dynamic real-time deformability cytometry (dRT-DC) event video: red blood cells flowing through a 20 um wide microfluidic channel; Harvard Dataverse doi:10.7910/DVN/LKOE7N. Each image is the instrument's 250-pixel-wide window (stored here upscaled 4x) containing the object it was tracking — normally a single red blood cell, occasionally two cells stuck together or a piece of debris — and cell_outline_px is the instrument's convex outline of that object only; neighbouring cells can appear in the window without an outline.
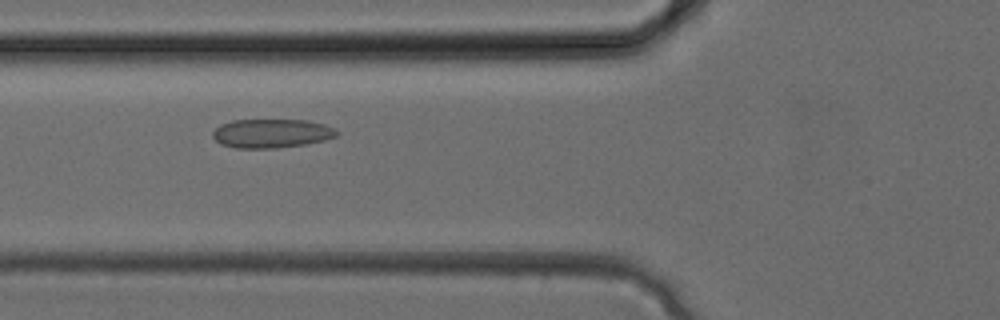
{"species": "common noctule bat (a hibernating species)", "species_latin": "Nyctalus noctula", "temperature_condition": "cold", "stored_images_in_passage": 32, "camera_frame_rate_fps": 3000, "um_per_image_px": 0.085, "animal": {"sex": "female", "body_mass_g": 24.6, "forearm_length_mm": 56.2}, "frame": {"image": 1, "passage_image": 11, "time_ms": 3.333, "image_size_px": [1000, 320], "cell_outline_px": [[340, 132], [336, 136], [324, 140], [304, 144], [276, 148], [236, 148], [220, 144], [212, 136], [212, 132], [220, 124], [232, 120], [308, 120], [324, 124], [336, 128]], "centroid_in_image_um": [23.08, 11.33], "position_along_channel_um": 102.7, "area_um2": 20.98}}
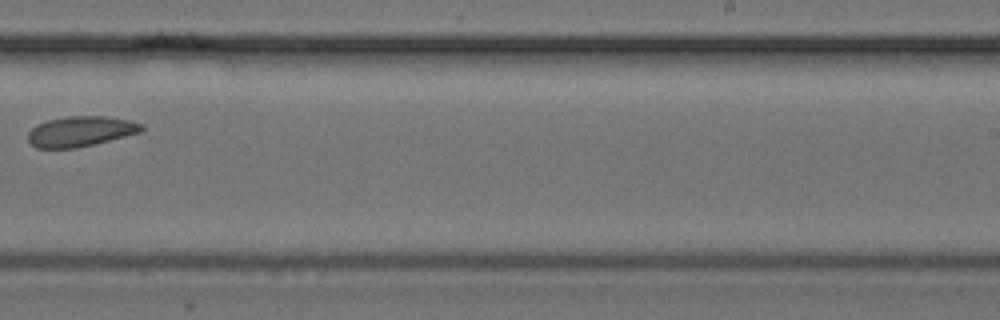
{"frame": {"image": 2, "passage_image": 20, "time_ms": 6.333, "image_size_px": [1000, 320], "cell_outline_px": [[144, 128], [140, 132], [76, 148], [36, 148], [28, 140], [28, 132], [36, 124], [48, 120], [68, 116], [104, 116], [128, 120], [144, 124]], "centroid_in_image_um": [6.82, 11.16], "position_along_channel_um": 282.2, "area_um2": 19.83}}
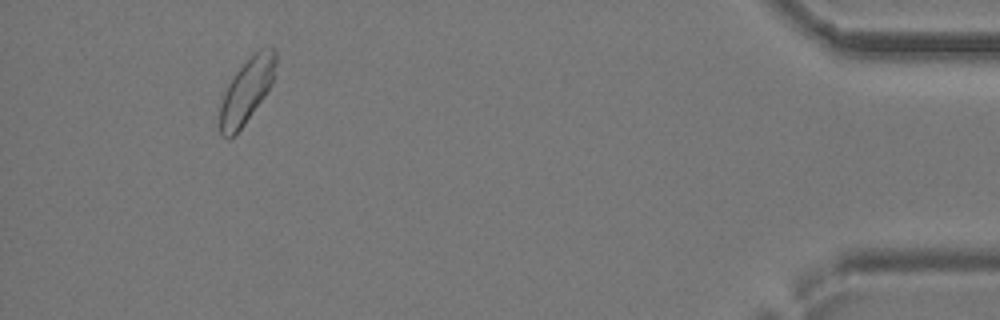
{"frame": {"image": 3, "passage_image": 30, "time_ms": 9.667, "image_size_px": [1000, 320], "cell_outline_px": [[276, 60], [272, 84], [264, 96], [244, 124], [228, 140], [220, 136], [220, 104], [224, 92], [232, 76], [260, 48], [272, 48], [276, 52]], "centroid_in_image_um": [20.94, 7.74], "position_along_channel_um": 414.3, "area_um2": 20.58}}